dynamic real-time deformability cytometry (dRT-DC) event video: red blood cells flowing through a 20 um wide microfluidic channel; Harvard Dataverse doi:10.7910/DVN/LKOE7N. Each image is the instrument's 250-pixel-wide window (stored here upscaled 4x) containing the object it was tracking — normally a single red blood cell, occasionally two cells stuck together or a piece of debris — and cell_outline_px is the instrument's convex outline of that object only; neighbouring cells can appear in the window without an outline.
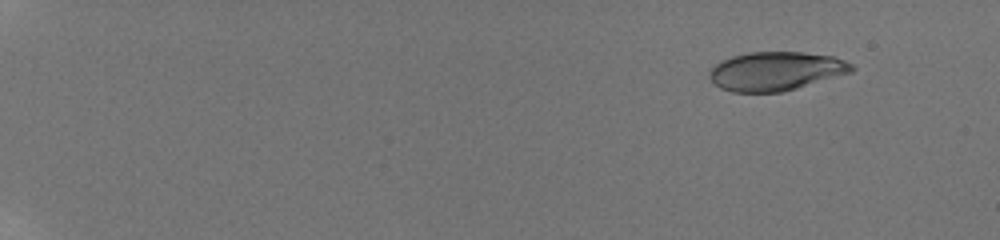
{"species": "human", "species_latin": "Homo sapiens", "temperature_condition": "room temperature", "stored_images_in_passage": 16, "camera_frame_rate_fps": 3000, "um_per_image_px": 0.085, "donor": {"sex": "male"}, "frame": {"image": 1, "passage_image": 6, "time_ms": 2.0, "image_size_px": [1000, 240], "cell_outline_px": [[856, 68], [852, 72], [796, 88], [780, 92], [732, 92], [720, 88], [708, 76], [708, 72], [720, 60], [732, 56], [748, 52], [804, 52], [832, 56], [852, 64]], "centroid_in_image_um": [65.93, 6.04], "position_along_channel_um": 19.1, "area_um2": 32.08}}
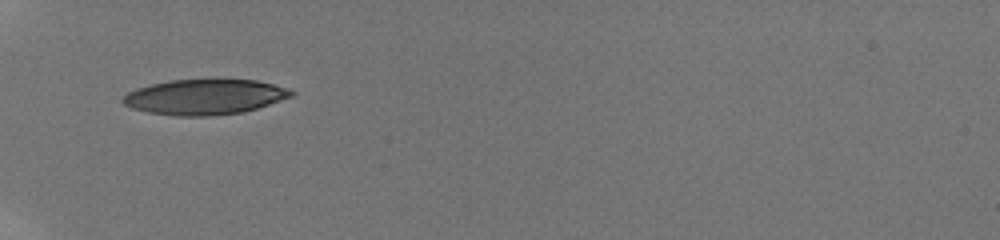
{"frame": {"image": 2, "passage_image": 15, "time_ms": 7.667, "image_size_px": [1000, 240], "cell_outline_px": [[296, 92], [292, 96], [244, 112], [208, 116], [176, 116], [148, 112], [132, 108], [124, 104], [120, 100], [128, 92], [136, 88], [168, 80], [216, 76], [256, 80], [288, 88]], "centroid_in_image_um": [17.4, 8.19], "position_along_channel_um": 67.6, "area_um2": 35.72}}